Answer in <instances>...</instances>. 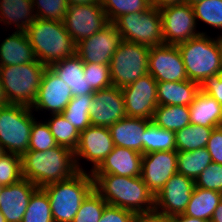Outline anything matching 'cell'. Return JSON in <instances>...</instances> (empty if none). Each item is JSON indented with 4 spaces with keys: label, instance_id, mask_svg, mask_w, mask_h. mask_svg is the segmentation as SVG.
<instances>
[{
    "label": "cell",
    "instance_id": "1",
    "mask_svg": "<svg viewBox=\"0 0 222 222\" xmlns=\"http://www.w3.org/2000/svg\"><path fill=\"white\" fill-rule=\"evenodd\" d=\"M92 175L94 190L108 205L124 208L135 214L154 210L155 196L143 182L141 176Z\"/></svg>",
    "mask_w": 222,
    "mask_h": 222
},
{
    "label": "cell",
    "instance_id": "2",
    "mask_svg": "<svg viewBox=\"0 0 222 222\" xmlns=\"http://www.w3.org/2000/svg\"><path fill=\"white\" fill-rule=\"evenodd\" d=\"M23 178L38 188L70 178L78 172L74 152L63 146L28 150L21 156Z\"/></svg>",
    "mask_w": 222,
    "mask_h": 222
},
{
    "label": "cell",
    "instance_id": "3",
    "mask_svg": "<svg viewBox=\"0 0 222 222\" xmlns=\"http://www.w3.org/2000/svg\"><path fill=\"white\" fill-rule=\"evenodd\" d=\"M26 34L36 59L47 67L76 54V44L63 21L37 18Z\"/></svg>",
    "mask_w": 222,
    "mask_h": 222
},
{
    "label": "cell",
    "instance_id": "4",
    "mask_svg": "<svg viewBox=\"0 0 222 222\" xmlns=\"http://www.w3.org/2000/svg\"><path fill=\"white\" fill-rule=\"evenodd\" d=\"M49 198L54 222H73L82 202L94 189L93 175L78 171L68 179L42 188Z\"/></svg>",
    "mask_w": 222,
    "mask_h": 222
},
{
    "label": "cell",
    "instance_id": "5",
    "mask_svg": "<svg viewBox=\"0 0 222 222\" xmlns=\"http://www.w3.org/2000/svg\"><path fill=\"white\" fill-rule=\"evenodd\" d=\"M177 46L190 81L201 85L208 77L222 73L219 49L212 35L199 34Z\"/></svg>",
    "mask_w": 222,
    "mask_h": 222
},
{
    "label": "cell",
    "instance_id": "6",
    "mask_svg": "<svg viewBox=\"0 0 222 222\" xmlns=\"http://www.w3.org/2000/svg\"><path fill=\"white\" fill-rule=\"evenodd\" d=\"M47 66L34 62L0 66V80L8 104H21L31 107L35 101L42 76Z\"/></svg>",
    "mask_w": 222,
    "mask_h": 222
},
{
    "label": "cell",
    "instance_id": "7",
    "mask_svg": "<svg viewBox=\"0 0 222 222\" xmlns=\"http://www.w3.org/2000/svg\"><path fill=\"white\" fill-rule=\"evenodd\" d=\"M31 107L8 104L0 109V145L7 153L22 156L28 151L33 122Z\"/></svg>",
    "mask_w": 222,
    "mask_h": 222
},
{
    "label": "cell",
    "instance_id": "8",
    "mask_svg": "<svg viewBox=\"0 0 222 222\" xmlns=\"http://www.w3.org/2000/svg\"><path fill=\"white\" fill-rule=\"evenodd\" d=\"M114 24L122 40L148 47L164 44L161 13L153 6L144 12L124 14Z\"/></svg>",
    "mask_w": 222,
    "mask_h": 222
},
{
    "label": "cell",
    "instance_id": "9",
    "mask_svg": "<svg viewBox=\"0 0 222 222\" xmlns=\"http://www.w3.org/2000/svg\"><path fill=\"white\" fill-rule=\"evenodd\" d=\"M150 47L122 40L110 62L112 86L120 89L148 73Z\"/></svg>",
    "mask_w": 222,
    "mask_h": 222
},
{
    "label": "cell",
    "instance_id": "10",
    "mask_svg": "<svg viewBox=\"0 0 222 222\" xmlns=\"http://www.w3.org/2000/svg\"><path fill=\"white\" fill-rule=\"evenodd\" d=\"M114 148L113 139L108 127L89 126L80 132V139L74 159L78 171L94 172ZM90 162L92 168L88 171L82 168L83 161Z\"/></svg>",
    "mask_w": 222,
    "mask_h": 222
},
{
    "label": "cell",
    "instance_id": "11",
    "mask_svg": "<svg viewBox=\"0 0 222 222\" xmlns=\"http://www.w3.org/2000/svg\"><path fill=\"white\" fill-rule=\"evenodd\" d=\"M164 44L177 45L181 42L207 34L199 31L193 6L182 3L160 9Z\"/></svg>",
    "mask_w": 222,
    "mask_h": 222
},
{
    "label": "cell",
    "instance_id": "12",
    "mask_svg": "<svg viewBox=\"0 0 222 222\" xmlns=\"http://www.w3.org/2000/svg\"><path fill=\"white\" fill-rule=\"evenodd\" d=\"M63 23L75 44H78L100 31L109 22L102 5L95 3L69 5Z\"/></svg>",
    "mask_w": 222,
    "mask_h": 222
},
{
    "label": "cell",
    "instance_id": "13",
    "mask_svg": "<svg viewBox=\"0 0 222 222\" xmlns=\"http://www.w3.org/2000/svg\"><path fill=\"white\" fill-rule=\"evenodd\" d=\"M157 81L149 73L121 89L127 117L152 120L157 102Z\"/></svg>",
    "mask_w": 222,
    "mask_h": 222
},
{
    "label": "cell",
    "instance_id": "14",
    "mask_svg": "<svg viewBox=\"0 0 222 222\" xmlns=\"http://www.w3.org/2000/svg\"><path fill=\"white\" fill-rule=\"evenodd\" d=\"M121 41L116 25L109 22L100 31L76 44V54L83 63L110 65L111 58Z\"/></svg>",
    "mask_w": 222,
    "mask_h": 222
},
{
    "label": "cell",
    "instance_id": "15",
    "mask_svg": "<svg viewBox=\"0 0 222 222\" xmlns=\"http://www.w3.org/2000/svg\"><path fill=\"white\" fill-rule=\"evenodd\" d=\"M148 73L157 82L189 80L177 45L163 44L150 47Z\"/></svg>",
    "mask_w": 222,
    "mask_h": 222
},
{
    "label": "cell",
    "instance_id": "16",
    "mask_svg": "<svg viewBox=\"0 0 222 222\" xmlns=\"http://www.w3.org/2000/svg\"><path fill=\"white\" fill-rule=\"evenodd\" d=\"M195 187V180L174 174L155 196L154 210L166 217L183 214Z\"/></svg>",
    "mask_w": 222,
    "mask_h": 222
},
{
    "label": "cell",
    "instance_id": "17",
    "mask_svg": "<svg viewBox=\"0 0 222 222\" xmlns=\"http://www.w3.org/2000/svg\"><path fill=\"white\" fill-rule=\"evenodd\" d=\"M72 97L69 86L50 67H47L31 109L34 113L38 112V115L44 110L43 113L49 112L47 115L59 114L64 111Z\"/></svg>",
    "mask_w": 222,
    "mask_h": 222
},
{
    "label": "cell",
    "instance_id": "18",
    "mask_svg": "<svg viewBox=\"0 0 222 222\" xmlns=\"http://www.w3.org/2000/svg\"><path fill=\"white\" fill-rule=\"evenodd\" d=\"M176 173L177 151H156L143 154L140 176L154 196Z\"/></svg>",
    "mask_w": 222,
    "mask_h": 222
},
{
    "label": "cell",
    "instance_id": "19",
    "mask_svg": "<svg viewBox=\"0 0 222 222\" xmlns=\"http://www.w3.org/2000/svg\"><path fill=\"white\" fill-rule=\"evenodd\" d=\"M89 113L92 126L108 128L126 117L121 89L111 86L95 91Z\"/></svg>",
    "mask_w": 222,
    "mask_h": 222
},
{
    "label": "cell",
    "instance_id": "20",
    "mask_svg": "<svg viewBox=\"0 0 222 222\" xmlns=\"http://www.w3.org/2000/svg\"><path fill=\"white\" fill-rule=\"evenodd\" d=\"M38 187L27 179L2 186L0 194V212L6 222H22L31 195Z\"/></svg>",
    "mask_w": 222,
    "mask_h": 222
},
{
    "label": "cell",
    "instance_id": "21",
    "mask_svg": "<svg viewBox=\"0 0 222 222\" xmlns=\"http://www.w3.org/2000/svg\"><path fill=\"white\" fill-rule=\"evenodd\" d=\"M142 153L114 146L112 152L92 174H114L123 177L141 175Z\"/></svg>",
    "mask_w": 222,
    "mask_h": 222
},
{
    "label": "cell",
    "instance_id": "22",
    "mask_svg": "<svg viewBox=\"0 0 222 222\" xmlns=\"http://www.w3.org/2000/svg\"><path fill=\"white\" fill-rule=\"evenodd\" d=\"M152 120L124 117L109 127L114 146L136 150L143 154L144 135Z\"/></svg>",
    "mask_w": 222,
    "mask_h": 222
},
{
    "label": "cell",
    "instance_id": "23",
    "mask_svg": "<svg viewBox=\"0 0 222 222\" xmlns=\"http://www.w3.org/2000/svg\"><path fill=\"white\" fill-rule=\"evenodd\" d=\"M36 19L32 0H0V24L5 26L2 29L13 27L14 31L26 32Z\"/></svg>",
    "mask_w": 222,
    "mask_h": 222
},
{
    "label": "cell",
    "instance_id": "24",
    "mask_svg": "<svg viewBox=\"0 0 222 222\" xmlns=\"http://www.w3.org/2000/svg\"><path fill=\"white\" fill-rule=\"evenodd\" d=\"M59 78L71 89L72 96L93 95L94 90L88 86L84 77V63L74 54L49 66Z\"/></svg>",
    "mask_w": 222,
    "mask_h": 222
},
{
    "label": "cell",
    "instance_id": "25",
    "mask_svg": "<svg viewBox=\"0 0 222 222\" xmlns=\"http://www.w3.org/2000/svg\"><path fill=\"white\" fill-rule=\"evenodd\" d=\"M36 57L26 32L13 31L0 44V66L34 62Z\"/></svg>",
    "mask_w": 222,
    "mask_h": 222
},
{
    "label": "cell",
    "instance_id": "26",
    "mask_svg": "<svg viewBox=\"0 0 222 222\" xmlns=\"http://www.w3.org/2000/svg\"><path fill=\"white\" fill-rule=\"evenodd\" d=\"M200 91V84L190 81L158 82V105L189 106Z\"/></svg>",
    "mask_w": 222,
    "mask_h": 222
},
{
    "label": "cell",
    "instance_id": "27",
    "mask_svg": "<svg viewBox=\"0 0 222 222\" xmlns=\"http://www.w3.org/2000/svg\"><path fill=\"white\" fill-rule=\"evenodd\" d=\"M189 112L190 124L215 128L222 112V105L200 90L189 105Z\"/></svg>",
    "mask_w": 222,
    "mask_h": 222
},
{
    "label": "cell",
    "instance_id": "28",
    "mask_svg": "<svg viewBox=\"0 0 222 222\" xmlns=\"http://www.w3.org/2000/svg\"><path fill=\"white\" fill-rule=\"evenodd\" d=\"M220 196V192L194 187L183 214L210 222L220 204Z\"/></svg>",
    "mask_w": 222,
    "mask_h": 222
},
{
    "label": "cell",
    "instance_id": "29",
    "mask_svg": "<svg viewBox=\"0 0 222 222\" xmlns=\"http://www.w3.org/2000/svg\"><path fill=\"white\" fill-rule=\"evenodd\" d=\"M152 121L169 131L181 130L190 124L189 106L158 105L154 111Z\"/></svg>",
    "mask_w": 222,
    "mask_h": 222
},
{
    "label": "cell",
    "instance_id": "30",
    "mask_svg": "<svg viewBox=\"0 0 222 222\" xmlns=\"http://www.w3.org/2000/svg\"><path fill=\"white\" fill-rule=\"evenodd\" d=\"M212 162L206 148L177 152V173L196 180Z\"/></svg>",
    "mask_w": 222,
    "mask_h": 222
},
{
    "label": "cell",
    "instance_id": "31",
    "mask_svg": "<svg viewBox=\"0 0 222 222\" xmlns=\"http://www.w3.org/2000/svg\"><path fill=\"white\" fill-rule=\"evenodd\" d=\"M48 119H43L49 126L50 132L59 146L66 147L73 152L76 150L80 132L71 125L62 113L50 114Z\"/></svg>",
    "mask_w": 222,
    "mask_h": 222
},
{
    "label": "cell",
    "instance_id": "32",
    "mask_svg": "<svg viewBox=\"0 0 222 222\" xmlns=\"http://www.w3.org/2000/svg\"><path fill=\"white\" fill-rule=\"evenodd\" d=\"M214 127L189 124L175 132L176 151H191L206 148Z\"/></svg>",
    "mask_w": 222,
    "mask_h": 222
},
{
    "label": "cell",
    "instance_id": "33",
    "mask_svg": "<svg viewBox=\"0 0 222 222\" xmlns=\"http://www.w3.org/2000/svg\"><path fill=\"white\" fill-rule=\"evenodd\" d=\"M143 154L156 151H176L175 132L159 127L151 121L145 131Z\"/></svg>",
    "mask_w": 222,
    "mask_h": 222
},
{
    "label": "cell",
    "instance_id": "34",
    "mask_svg": "<svg viewBox=\"0 0 222 222\" xmlns=\"http://www.w3.org/2000/svg\"><path fill=\"white\" fill-rule=\"evenodd\" d=\"M92 100L93 95L74 96L62 112L67 121L79 132L91 126L89 110Z\"/></svg>",
    "mask_w": 222,
    "mask_h": 222
},
{
    "label": "cell",
    "instance_id": "35",
    "mask_svg": "<svg viewBox=\"0 0 222 222\" xmlns=\"http://www.w3.org/2000/svg\"><path fill=\"white\" fill-rule=\"evenodd\" d=\"M22 222H54L47 193L37 188L31 195Z\"/></svg>",
    "mask_w": 222,
    "mask_h": 222
},
{
    "label": "cell",
    "instance_id": "36",
    "mask_svg": "<svg viewBox=\"0 0 222 222\" xmlns=\"http://www.w3.org/2000/svg\"><path fill=\"white\" fill-rule=\"evenodd\" d=\"M100 4L111 23L124 14L144 12L151 7L150 0H100Z\"/></svg>",
    "mask_w": 222,
    "mask_h": 222
},
{
    "label": "cell",
    "instance_id": "37",
    "mask_svg": "<svg viewBox=\"0 0 222 222\" xmlns=\"http://www.w3.org/2000/svg\"><path fill=\"white\" fill-rule=\"evenodd\" d=\"M193 9L196 22L201 21L222 33V0H202L194 4Z\"/></svg>",
    "mask_w": 222,
    "mask_h": 222
},
{
    "label": "cell",
    "instance_id": "38",
    "mask_svg": "<svg viewBox=\"0 0 222 222\" xmlns=\"http://www.w3.org/2000/svg\"><path fill=\"white\" fill-rule=\"evenodd\" d=\"M107 202L93 189L82 202L73 222H99Z\"/></svg>",
    "mask_w": 222,
    "mask_h": 222
},
{
    "label": "cell",
    "instance_id": "39",
    "mask_svg": "<svg viewBox=\"0 0 222 222\" xmlns=\"http://www.w3.org/2000/svg\"><path fill=\"white\" fill-rule=\"evenodd\" d=\"M23 179L21 156L5 153L0 158V185L8 186Z\"/></svg>",
    "mask_w": 222,
    "mask_h": 222
},
{
    "label": "cell",
    "instance_id": "40",
    "mask_svg": "<svg viewBox=\"0 0 222 222\" xmlns=\"http://www.w3.org/2000/svg\"><path fill=\"white\" fill-rule=\"evenodd\" d=\"M37 18L63 21L68 10L67 0H32Z\"/></svg>",
    "mask_w": 222,
    "mask_h": 222
},
{
    "label": "cell",
    "instance_id": "41",
    "mask_svg": "<svg viewBox=\"0 0 222 222\" xmlns=\"http://www.w3.org/2000/svg\"><path fill=\"white\" fill-rule=\"evenodd\" d=\"M58 146L49 126L44 120L33 122L28 150L46 151Z\"/></svg>",
    "mask_w": 222,
    "mask_h": 222
},
{
    "label": "cell",
    "instance_id": "42",
    "mask_svg": "<svg viewBox=\"0 0 222 222\" xmlns=\"http://www.w3.org/2000/svg\"><path fill=\"white\" fill-rule=\"evenodd\" d=\"M84 77L94 91L112 86L110 66L106 64L84 63Z\"/></svg>",
    "mask_w": 222,
    "mask_h": 222
},
{
    "label": "cell",
    "instance_id": "43",
    "mask_svg": "<svg viewBox=\"0 0 222 222\" xmlns=\"http://www.w3.org/2000/svg\"><path fill=\"white\" fill-rule=\"evenodd\" d=\"M195 187L222 193V165L211 162L195 180Z\"/></svg>",
    "mask_w": 222,
    "mask_h": 222
},
{
    "label": "cell",
    "instance_id": "44",
    "mask_svg": "<svg viewBox=\"0 0 222 222\" xmlns=\"http://www.w3.org/2000/svg\"><path fill=\"white\" fill-rule=\"evenodd\" d=\"M135 213L124 208L107 205L99 222H134Z\"/></svg>",
    "mask_w": 222,
    "mask_h": 222
},
{
    "label": "cell",
    "instance_id": "45",
    "mask_svg": "<svg viewBox=\"0 0 222 222\" xmlns=\"http://www.w3.org/2000/svg\"><path fill=\"white\" fill-rule=\"evenodd\" d=\"M206 149L211 155L212 162L222 165V129L215 127L207 142Z\"/></svg>",
    "mask_w": 222,
    "mask_h": 222
},
{
    "label": "cell",
    "instance_id": "46",
    "mask_svg": "<svg viewBox=\"0 0 222 222\" xmlns=\"http://www.w3.org/2000/svg\"><path fill=\"white\" fill-rule=\"evenodd\" d=\"M200 90L212 96L222 105V73L208 77L201 85Z\"/></svg>",
    "mask_w": 222,
    "mask_h": 222
},
{
    "label": "cell",
    "instance_id": "47",
    "mask_svg": "<svg viewBox=\"0 0 222 222\" xmlns=\"http://www.w3.org/2000/svg\"><path fill=\"white\" fill-rule=\"evenodd\" d=\"M134 222H168V217L155 210L145 213H136Z\"/></svg>",
    "mask_w": 222,
    "mask_h": 222
},
{
    "label": "cell",
    "instance_id": "48",
    "mask_svg": "<svg viewBox=\"0 0 222 222\" xmlns=\"http://www.w3.org/2000/svg\"><path fill=\"white\" fill-rule=\"evenodd\" d=\"M184 2L185 0H150L151 6L159 10L167 6L182 4Z\"/></svg>",
    "mask_w": 222,
    "mask_h": 222
},
{
    "label": "cell",
    "instance_id": "49",
    "mask_svg": "<svg viewBox=\"0 0 222 222\" xmlns=\"http://www.w3.org/2000/svg\"><path fill=\"white\" fill-rule=\"evenodd\" d=\"M168 222H208L200 218H193L184 214L175 215L168 218Z\"/></svg>",
    "mask_w": 222,
    "mask_h": 222
},
{
    "label": "cell",
    "instance_id": "50",
    "mask_svg": "<svg viewBox=\"0 0 222 222\" xmlns=\"http://www.w3.org/2000/svg\"><path fill=\"white\" fill-rule=\"evenodd\" d=\"M8 105L4 88L2 86V81L0 80V109Z\"/></svg>",
    "mask_w": 222,
    "mask_h": 222
},
{
    "label": "cell",
    "instance_id": "51",
    "mask_svg": "<svg viewBox=\"0 0 222 222\" xmlns=\"http://www.w3.org/2000/svg\"><path fill=\"white\" fill-rule=\"evenodd\" d=\"M68 5L71 4H95V3H100V0H67Z\"/></svg>",
    "mask_w": 222,
    "mask_h": 222
},
{
    "label": "cell",
    "instance_id": "52",
    "mask_svg": "<svg viewBox=\"0 0 222 222\" xmlns=\"http://www.w3.org/2000/svg\"><path fill=\"white\" fill-rule=\"evenodd\" d=\"M215 40H216V44H217L218 49H219L220 63H221V70H222V34L219 35V32H218L217 37L215 36Z\"/></svg>",
    "mask_w": 222,
    "mask_h": 222
},
{
    "label": "cell",
    "instance_id": "53",
    "mask_svg": "<svg viewBox=\"0 0 222 222\" xmlns=\"http://www.w3.org/2000/svg\"><path fill=\"white\" fill-rule=\"evenodd\" d=\"M210 222H222V209H216Z\"/></svg>",
    "mask_w": 222,
    "mask_h": 222
},
{
    "label": "cell",
    "instance_id": "54",
    "mask_svg": "<svg viewBox=\"0 0 222 222\" xmlns=\"http://www.w3.org/2000/svg\"><path fill=\"white\" fill-rule=\"evenodd\" d=\"M202 0H185V3L193 6L194 4L201 2Z\"/></svg>",
    "mask_w": 222,
    "mask_h": 222
},
{
    "label": "cell",
    "instance_id": "55",
    "mask_svg": "<svg viewBox=\"0 0 222 222\" xmlns=\"http://www.w3.org/2000/svg\"><path fill=\"white\" fill-rule=\"evenodd\" d=\"M217 127L222 129V112H221Z\"/></svg>",
    "mask_w": 222,
    "mask_h": 222
},
{
    "label": "cell",
    "instance_id": "56",
    "mask_svg": "<svg viewBox=\"0 0 222 222\" xmlns=\"http://www.w3.org/2000/svg\"><path fill=\"white\" fill-rule=\"evenodd\" d=\"M6 152L4 151L3 147L0 145V158L2 155H4Z\"/></svg>",
    "mask_w": 222,
    "mask_h": 222
},
{
    "label": "cell",
    "instance_id": "57",
    "mask_svg": "<svg viewBox=\"0 0 222 222\" xmlns=\"http://www.w3.org/2000/svg\"><path fill=\"white\" fill-rule=\"evenodd\" d=\"M0 222H6L5 217L2 215V213L0 212Z\"/></svg>",
    "mask_w": 222,
    "mask_h": 222
},
{
    "label": "cell",
    "instance_id": "58",
    "mask_svg": "<svg viewBox=\"0 0 222 222\" xmlns=\"http://www.w3.org/2000/svg\"><path fill=\"white\" fill-rule=\"evenodd\" d=\"M217 209H222V193H221V196H220V204L217 207Z\"/></svg>",
    "mask_w": 222,
    "mask_h": 222
}]
</instances>
